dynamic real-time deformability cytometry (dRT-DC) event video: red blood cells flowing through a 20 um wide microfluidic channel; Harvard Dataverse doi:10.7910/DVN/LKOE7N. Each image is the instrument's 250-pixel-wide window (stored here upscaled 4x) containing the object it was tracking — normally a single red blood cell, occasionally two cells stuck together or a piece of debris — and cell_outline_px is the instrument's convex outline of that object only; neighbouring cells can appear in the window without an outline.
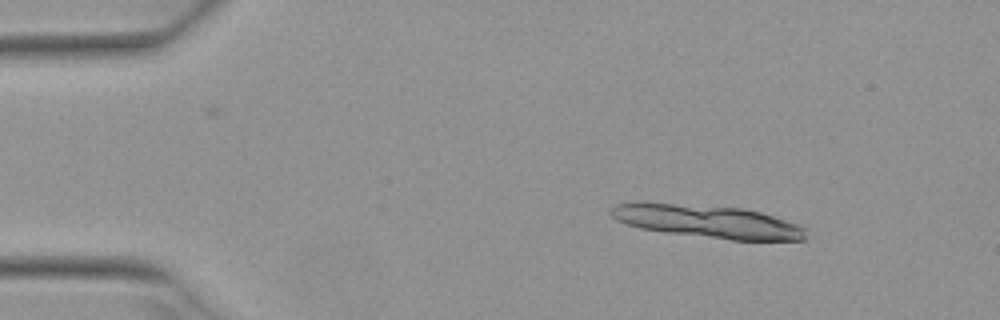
{"species": "Egyptian fruit bat (a non-hibernating species)", "species_latin": "Rousettus aegyptiacus", "temperature_condition": "warm", "stored_images_in_passage": 4, "camera_frame_rate_fps": 3000, "um_per_image_px": 0.085, "animal": {"sex": "female"}, "frame": {"image": 1, "passage_image": 1, "time_ms": 0.0, "image_size_px": [1000, 320], "cell_outline_px": [[804, 240], [732, 240], [664, 232], [640, 228], [616, 220], [612, 216], [612, 208], [616, 204], [632, 200], [644, 200], [740, 208], [760, 212], [800, 224], [804, 228]], "centroid_in_image_um": [60.05, 18.79], "position_along_channel_um": 24.9, "area_um2": 37.8}}